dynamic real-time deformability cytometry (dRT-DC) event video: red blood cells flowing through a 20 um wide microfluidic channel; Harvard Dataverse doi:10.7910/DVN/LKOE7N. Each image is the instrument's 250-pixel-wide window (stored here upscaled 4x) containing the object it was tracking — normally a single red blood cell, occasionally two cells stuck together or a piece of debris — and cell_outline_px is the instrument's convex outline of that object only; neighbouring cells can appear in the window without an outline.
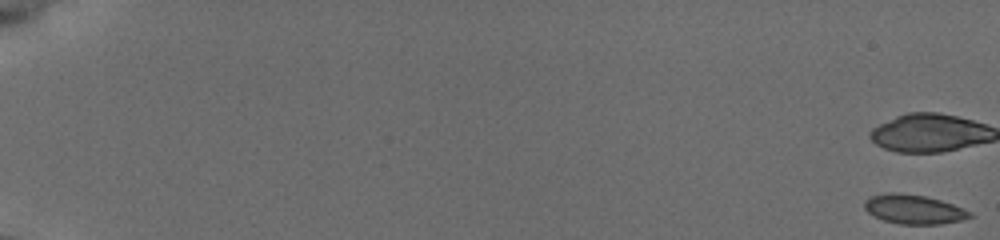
{"species": "common noctule bat (a hibernating species)", "species_latin": "Nyctalus noctula", "temperature_condition": "cold", "stored_images_in_passage": 57, "camera_frame_rate_fps": 3000, "um_per_image_px": 0.085, "animal": {"sex": "female", "body_mass_g": 19.5, "forearm_length_mm": 54.1}, "frame": {"image": 1, "passage_image": 1, "time_ms": 0.0, "image_size_px": [1000, 240], "cell_outline_px": [[972, 216], [960, 220], [936, 224], [900, 224], [884, 220], [868, 212], [864, 208], [864, 204], [872, 196], [892, 192], [896, 192], [924, 196], [940, 200], [952, 204], [972, 212]], "centroid_in_image_um": [77.68, 17.79], "position_along_channel_um": 7.3, "area_um2": 17.51}}